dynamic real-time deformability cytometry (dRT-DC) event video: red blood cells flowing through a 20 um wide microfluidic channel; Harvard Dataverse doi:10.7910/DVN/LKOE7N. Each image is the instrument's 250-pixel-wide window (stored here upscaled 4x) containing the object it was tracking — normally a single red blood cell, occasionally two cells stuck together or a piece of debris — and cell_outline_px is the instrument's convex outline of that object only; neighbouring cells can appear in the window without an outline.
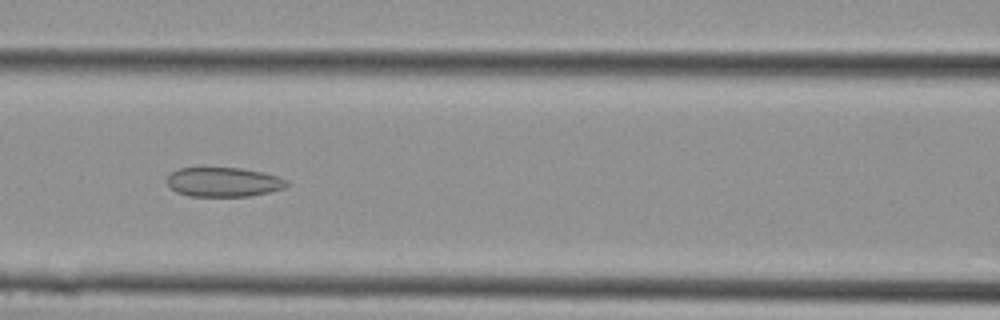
{"species": "Egyptian fruit bat (a non-hibernating species)", "species_latin": "Rousettus aegyptiacus", "temperature_condition": "cold", "stored_images_in_passage": 30, "camera_frame_rate_fps": 3000, "um_per_image_px": 0.085, "animal": {"sex": "female"}, "frame": {"image": 1, "passage_image": 13, "time_ms": 4.0, "image_size_px": [1000, 320], "cell_outline_px": [[292, 184], [284, 188], [268, 192], [248, 196], [188, 196], [176, 192], [168, 188], [168, 176], [172, 172], [180, 168], [240, 168], [264, 172], [288, 180]], "centroid_in_image_um": [19.02, 15.48], "position_along_channel_um": 147.6, "area_um2": 20.58}}
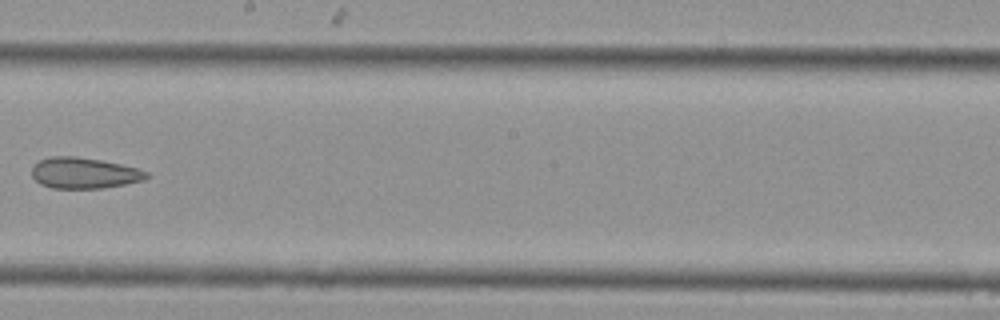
{"frame": {"image": 2, "passage_image": 17, "time_ms": 5.333, "image_size_px": [1000, 320], "cell_outline_px": [[148, 176], [144, 180], [124, 184], [100, 188], [52, 188], [40, 184], [32, 176], [32, 168], [40, 160], [48, 156], [76, 156], [100, 160], [120, 164], [136, 168], [148, 172]], "centroid_in_image_um": [7.12, 14.7], "position_along_channel_um": 241.1, "area_um2": 20.52}}
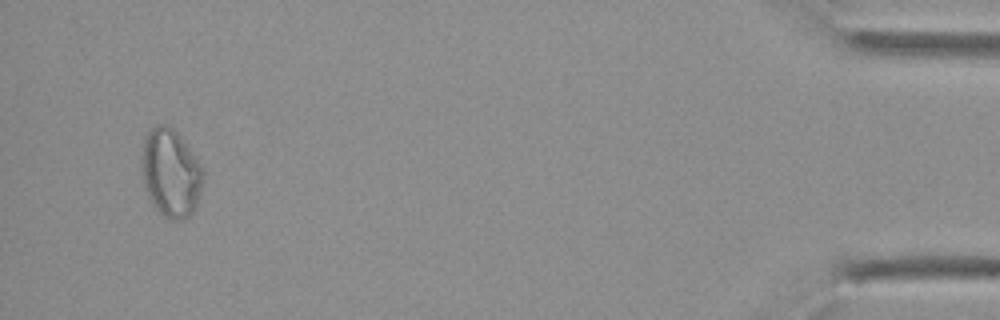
{"frame": {"image": 3, "passage_image": 28, "time_ms": 9.0, "image_size_px": [1000, 320], "cell_outline_px": [[204, 176], [196, 208], [184, 220], [168, 220], [156, 208], [148, 196], [144, 184], [140, 160], [144, 136], [156, 124], [164, 124], [172, 128], [176, 132], [200, 164], [204, 172]], "centroid_in_image_um": [14.49, 14.72], "position_along_channel_um": 420.7, "area_um2": 31.5}}